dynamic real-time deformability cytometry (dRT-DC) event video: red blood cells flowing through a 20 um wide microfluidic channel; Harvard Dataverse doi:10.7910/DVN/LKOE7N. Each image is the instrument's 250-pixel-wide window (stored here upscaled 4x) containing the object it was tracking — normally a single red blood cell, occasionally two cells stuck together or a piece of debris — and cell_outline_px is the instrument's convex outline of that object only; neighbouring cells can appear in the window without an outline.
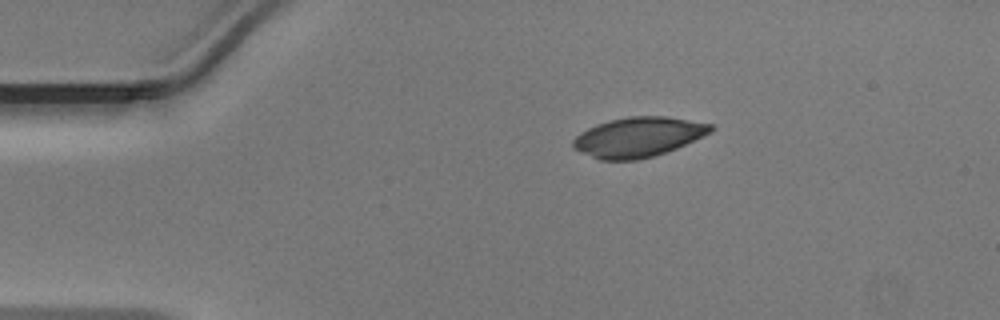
{"species": "Egyptian fruit bat (a non-hibernating species)", "species_latin": "Rousettus aegyptiacus", "temperature_condition": "warm", "stored_images_in_passage": 11, "camera_frame_rate_fps": 3000, "um_per_image_px": 0.085, "animal": {"sex": "male"}, "frame": {"image": 1, "passage_image": 1, "time_ms": 0.0, "image_size_px": [1000, 320], "cell_outline_px": [[716, 128], [712, 132], [676, 148], [652, 156], [636, 160], [600, 160], [572, 148], [572, 140], [580, 132], [596, 124], [608, 120], [628, 116], [664, 116], [712, 124]], "centroid_in_image_um": [54.23, 11.64], "position_along_channel_um": 30.8, "area_um2": 31.85}}
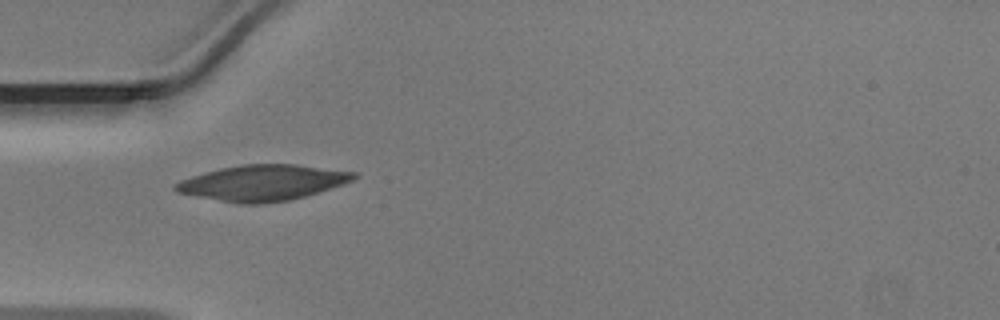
{"frame": {"image": 2, "passage_image": 7, "time_ms": 2.0, "image_size_px": [1000, 320], "cell_outline_px": [[360, 176], [344, 184], [304, 196], [288, 200], [264, 204], [240, 204], [196, 196], [176, 192], [172, 188], [180, 180], [204, 172], [220, 168], [240, 164], [296, 164], [356, 172]], "centroid_in_image_um": [22.32, 15.53], "position_along_channel_um": 62.7, "area_um2": 37.11}}